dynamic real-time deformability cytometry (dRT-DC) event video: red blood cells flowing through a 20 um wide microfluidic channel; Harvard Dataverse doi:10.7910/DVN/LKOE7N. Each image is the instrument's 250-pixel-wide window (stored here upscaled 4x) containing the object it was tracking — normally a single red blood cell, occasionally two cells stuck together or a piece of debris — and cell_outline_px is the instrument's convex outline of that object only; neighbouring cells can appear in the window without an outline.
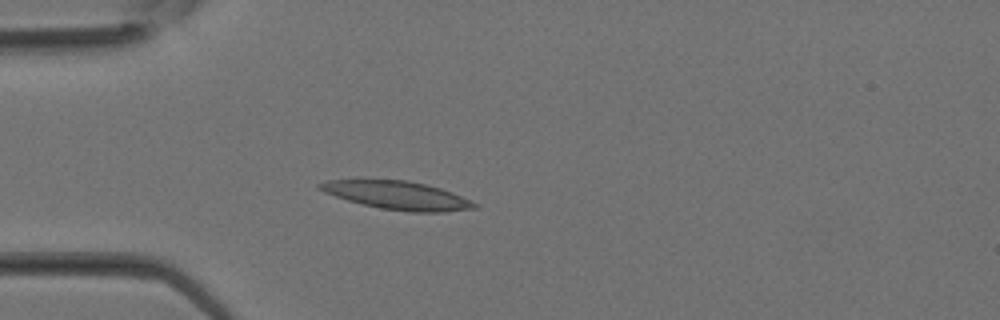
{"species": "Egyptian fruit bat (a non-hibernating species)", "species_latin": "Rousettus aegyptiacus", "temperature_condition": "room temperature", "stored_images_in_passage": 24, "camera_frame_rate_fps": 3000, "um_per_image_px": 0.085, "animal": {"sex": "female"}, "frame": {"image": 1, "passage_image": 1, "time_ms": 0.0, "image_size_px": [1000, 320], "cell_outline_px": [[480, 208], [444, 212], [412, 212], [380, 208], [348, 200], [324, 192], [316, 188], [316, 184], [328, 180], [408, 180], [428, 184], [452, 192], [480, 204]], "centroid_in_image_um": [33.83, 16.6], "position_along_channel_um": 51.2, "area_um2": 25.55}}
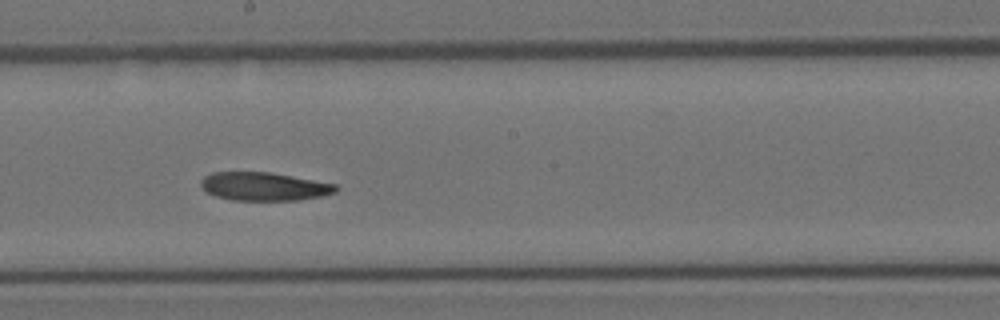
{"frame": {"image": 2, "passage_image": 10, "time_ms": 3.0, "image_size_px": [1000, 320], "cell_outline_px": [[340, 188], [336, 192], [320, 196], [296, 200], [232, 200], [216, 196], [208, 192], [200, 184], [200, 180], [204, 176], [212, 172], [268, 172], [336, 184]], "centroid_in_image_um": [22.44, 15.84], "position_along_channel_um": 225.8, "area_um2": 22.08}}
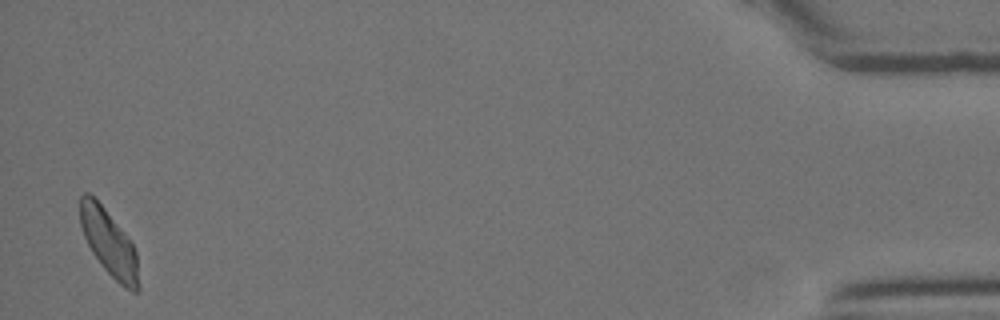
{"frame": {"image": 3, "passage_image": 24, "time_ms": 7.667, "image_size_px": [1000, 320], "cell_outline_px": [[140, 288], [136, 292], [132, 292], [124, 288], [104, 268], [92, 252], [84, 236], [80, 224], [80, 196], [84, 192], [88, 192], [104, 208], [120, 228], [132, 244], [136, 252]], "centroid_in_image_um": [9.27, 20.67], "position_along_channel_um": 425.9, "area_um2": 22.14}}